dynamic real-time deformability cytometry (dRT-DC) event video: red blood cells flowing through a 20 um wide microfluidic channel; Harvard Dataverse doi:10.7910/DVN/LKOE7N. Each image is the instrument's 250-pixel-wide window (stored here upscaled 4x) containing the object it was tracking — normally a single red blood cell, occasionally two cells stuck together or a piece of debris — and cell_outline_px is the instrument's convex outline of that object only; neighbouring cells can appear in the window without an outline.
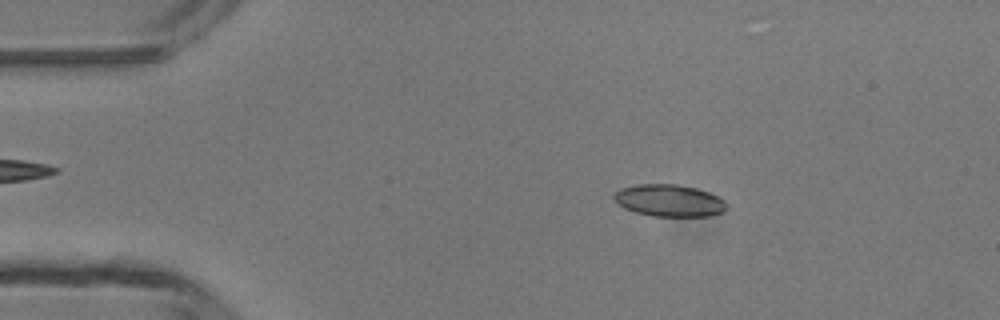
{"species": "common noctule bat (a hibernating species)", "species_latin": "Nyctalus noctula", "temperature_condition": "room temperature", "stored_images_in_passage": 5, "camera_frame_rate_fps": 3000, "um_per_image_px": 0.085, "animal": {"sex": "male", "body_mass_g": 13.3}, "frame": {"image": 1, "passage_image": 2, "time_ms": 1.333, "image_size_px": [1000, 320], "cell_outline_px": [[724, 212], [708, 216], [652, 216], [636, 212], [624, 208], [616, 204], [612, 196], [620, 188], [636, 184], [676, 184], [696, 188], [708, 192], [724, 200]], "centroid_in_image_um": [56.82, 17.04], "position_along_channel_um": 28.2, "area_um2": 20.98}}
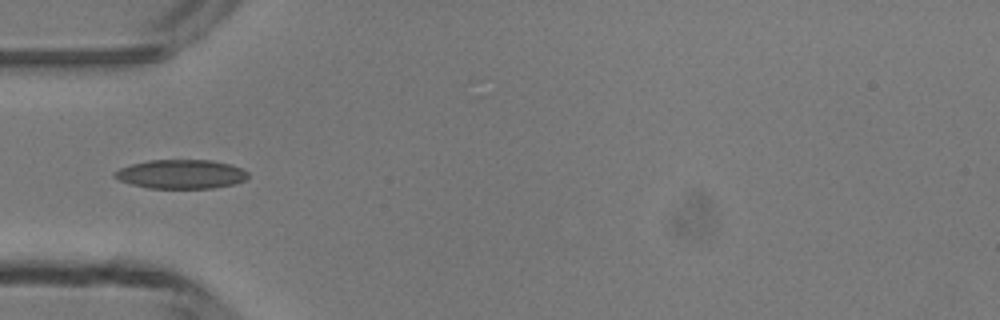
{"frame": {"image": 2, "passage_image": 4, "time_ms": 3.667, "image_size_px": [1000, 320], "cell_outline_px": [[248, 176], [244, 180], [236, 184], [212, 188], [148, 188], [132, 184], [120, 180], [112, 176], [112, 172], [120, 168], [132, 164], [148, 160], [212, 160], [228, 164], [240, 168], [248, 172]], "centroid_in_image_um": [15.37, 14.8], "position_along_channel_um": 69.6, "area_um2": 22.54}}
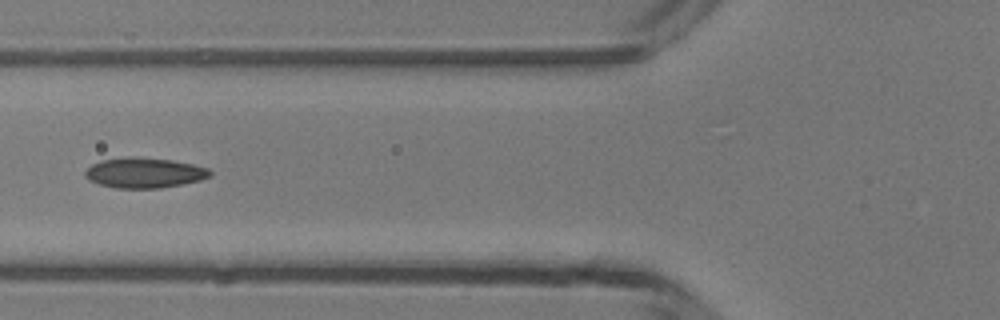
{"frame": {"image": 3, "passage_image": 5, "time_ms": 4.667, "image_size_px": [1000, 320], "cell_outline_px": [[212, 176], [200, 180], [160, 188], [116, 188], [100, 184], [88, 180], [84, 176], [84, 172], [92, 164], [100, 160], [124, 156], [140, 156], [172, 160], [192, 164], [208, 168], [212, 172]], "centroid_in_image_um": [12.25, 14.67], "position_along_channel_um": 113.6, "area_um2": 22.25}}